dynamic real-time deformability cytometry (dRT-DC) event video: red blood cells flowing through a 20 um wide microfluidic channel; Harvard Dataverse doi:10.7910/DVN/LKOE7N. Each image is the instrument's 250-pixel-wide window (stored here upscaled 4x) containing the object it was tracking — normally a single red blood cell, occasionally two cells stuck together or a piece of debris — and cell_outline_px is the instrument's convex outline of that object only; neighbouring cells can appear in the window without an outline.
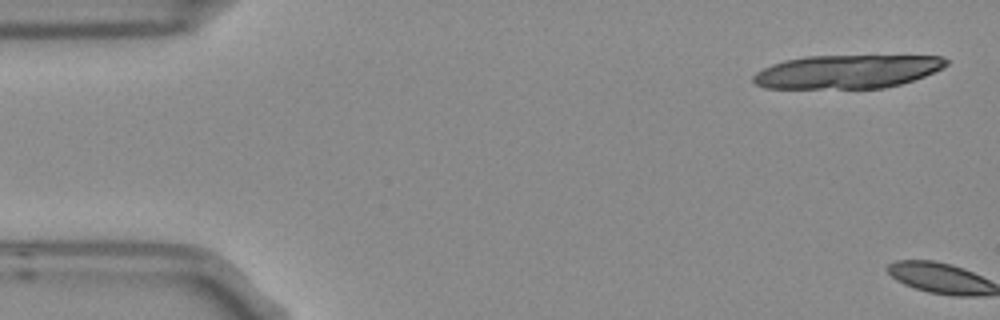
{"species": "Egyptian fruit bat (a non-hibernating species)", "species_latin": "Rousettus aegyptiacus", "temperature_condition": "room temperature", "stored_images_in_passage": 2, "camera_frame_rate_fps": 3000, "um_per_image_px": 0.085, "frame": {"image": 1, "passage_image": 1, "time_ms": 0.0, "image_size_px": [1000, 320], "cell_outline_px": [[948, 64], [924, 76], [900, 84], [884, 88], [764, 88], [756, 84], [752, 80], [752, 76], [756, 72], [772, 64], [784, 60], [804, 56], [940, 56], [948, 60]], "centroid_in_image_um": [71.95, 6.09], "position_along_channel_um": 13.0, "area_um2": 37.45}}